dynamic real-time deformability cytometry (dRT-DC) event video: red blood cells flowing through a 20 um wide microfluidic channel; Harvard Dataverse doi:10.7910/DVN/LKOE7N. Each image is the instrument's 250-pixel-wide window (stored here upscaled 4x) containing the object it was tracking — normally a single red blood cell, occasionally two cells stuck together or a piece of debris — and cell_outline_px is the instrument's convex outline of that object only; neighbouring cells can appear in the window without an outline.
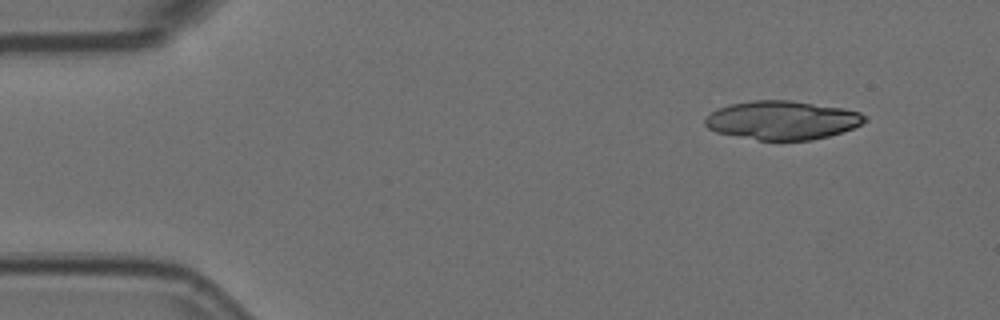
{"species": "Egyptian fruit bat (a non-hibernating species)", "species_latin": "Rousettus aegyptiacus", "temperature_condition": "room temperature", "stored_images_in_passage": 4, "camera_frame_rate_fps": 3000, "um_per_image_px": 0.085, "animal": {"sex": "female"}, "frame": {"image": 1, "passage_image": 1, "time_ms": 0.0, "image_size_px": [1000, 320], "cell_outline_px": [[868, 120], [852, 128], [828, 136], [812, 140], [760, 140], [716, 132], [708, 128], [704, 124], [704, 120], [712, 112], [728, 104], [752, 100], [792, 100], [844, 108], [860, 112], [868, 116]], "centroid_in_image_um": [66.51, 10.2], "position_along_channel_um": 18.5, "area_um2": 36.01}}